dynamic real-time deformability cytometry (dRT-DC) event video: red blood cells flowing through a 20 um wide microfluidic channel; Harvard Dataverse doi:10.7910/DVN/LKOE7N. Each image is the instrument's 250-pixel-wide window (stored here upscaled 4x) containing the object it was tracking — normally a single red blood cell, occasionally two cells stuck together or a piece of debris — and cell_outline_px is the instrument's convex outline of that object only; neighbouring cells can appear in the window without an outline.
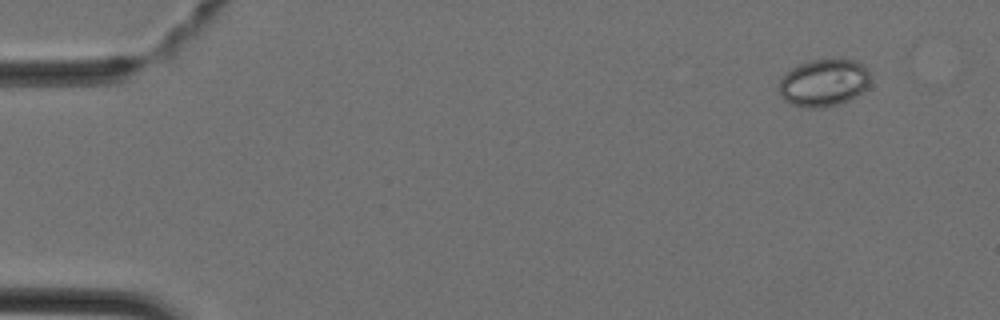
{"species": "Egyptian fruit bat (a non-hibernating species)", "species_latin": "Rousettus aegyptiacus", "temperature_condition": "cold", "stored_images_in_passage": 4, "camera_frame_rate_fps": 3000, "um_per_image_px": 0.085, "animal": {"sex": "female"}, "frame": {"image": 1, "passage_image": 1, "time_ms": 0.0, "image_size_px": [1000, 320], "cell_outline_px": [[868, 84], [856, 96], [848, 100], [824, 108], [808, 108], [792, 104], [784, 100], [780, 96], [780, 80], [792, 68], [808, 60], [840, 56], [844, 56], [856, 60], [868, 72]], "centroid_in_image_um": [70.01, 6.99], "position_along_channel_um": 15.0, "area_um2": 25.37}}
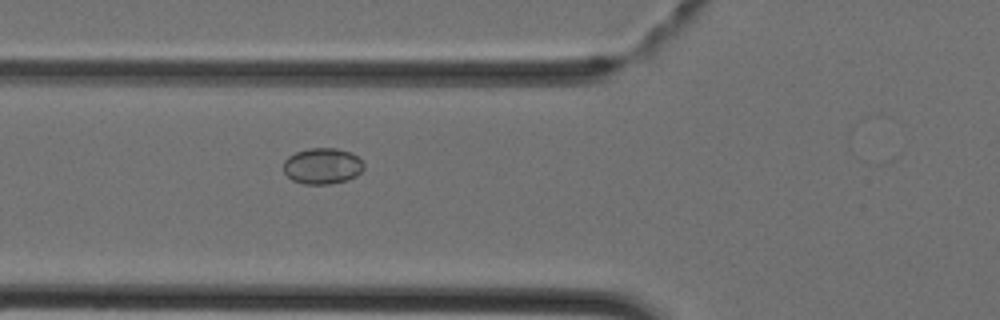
{"frame": {"image": 2, "passage_image": 4, "time_ms": 1.0, "image_size_px": [1000, 320], "cell_outline_px": [[364, 168], [356, 176], [348, 180], [332, 184], [304, 184], [292, 180], [284, 172], [284, 160], [288, 156], [296, 152], [308, 148], [336, 148], [348, 152], [356, 156], [364, 164]], "centroid_in_image_um": [27.39, 14.12], "position_along_channel_um": 98.4, "area_um2": 16.88}}